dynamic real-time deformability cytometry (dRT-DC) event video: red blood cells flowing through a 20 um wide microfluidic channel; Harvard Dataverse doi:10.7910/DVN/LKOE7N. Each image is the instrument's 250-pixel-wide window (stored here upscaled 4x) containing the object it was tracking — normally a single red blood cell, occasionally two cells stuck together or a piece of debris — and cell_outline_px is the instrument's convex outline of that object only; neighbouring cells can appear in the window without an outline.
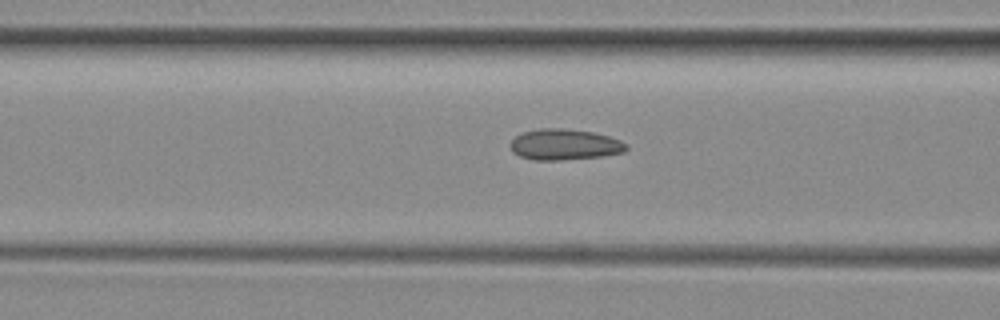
{"species": "common noctule bat (a hibernating species)", "species_latin": "Nyctalus noctula", "temperature_condition": "room temperature", "stored_images_in_passage": 26, "camera_frame_rate_fps": 3000, "um_per_image_px": 0.085, "animal": {"sex": "female", "body_mass_g": 29.2, "forearm_length_mm": 56.3}, "frame": {"image": 1, "passage_image": 6, "time_ms": 1.667, "image_size_px": [1000, 320], "cell_outline_px": [[628, 148], [624, 152], [600, 156], [560, 160], [536, 160], [520, 156], [512, 152], [512, 140], [516, 136], [524, 132], [540, 128], [560, 128], [592, 132], [608, 136], [620, 140], [628, 144]], "centroid_in_image_um": [48.01, 12.28], "position_along_channel_um": 118.6, "area_um2": 20.63}}
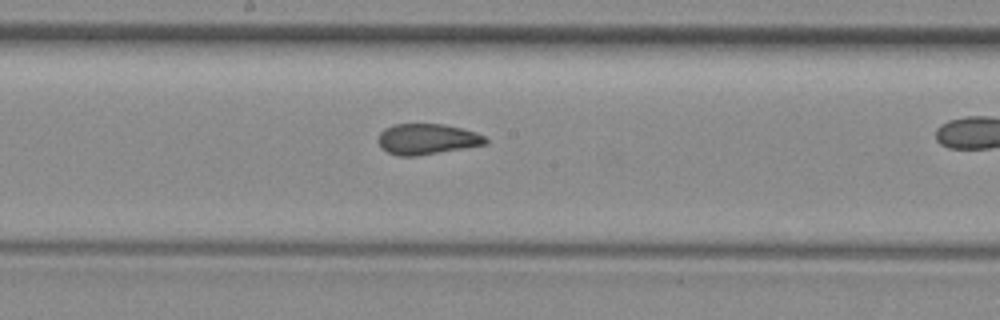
{"frame": {"image": 2, "passage_image": 13, "time_ms": 4.0, "image_size_px": [1000, 320], "cell_outline_px": [[488, 144], [416, 156], [396, 156], [380, 148], [380, 132], [384, 128], [392, 124], [444, 124], [476, 132], [484, 136], [488, 140]], "centroid_in_image_um": [36.3, 11.82], "position_along_channel_um": 211.9, "area_um2": 19.19}}
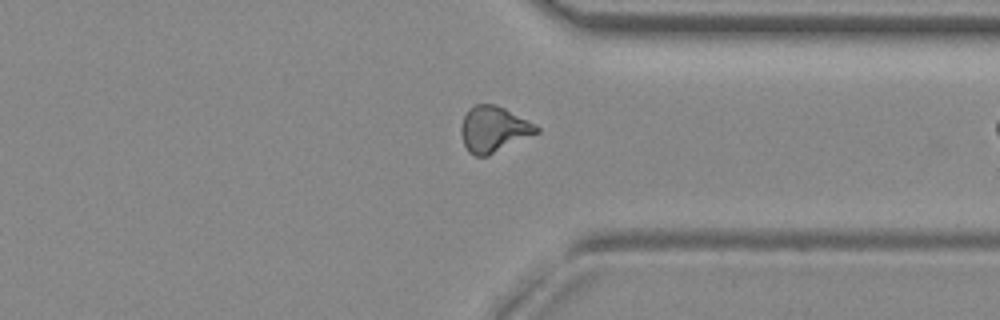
{"frame": {"image": 3, "passage_image": 25, "time_ms": 8.0, "image_size_px": [1000, 320], "cell_outline_px": [[540, 132], [488, 156], [476, 156], [468, 152], [464, 144], [460, 132], [460, 128], [464, 116], [468, 108], [476, 104], [496, 104], [536, 124], [540, 128]], "centroid_in_image_um": [41.96, 10.98], "position_along_channel_um": 369.4, "area_um2": 20.29}}